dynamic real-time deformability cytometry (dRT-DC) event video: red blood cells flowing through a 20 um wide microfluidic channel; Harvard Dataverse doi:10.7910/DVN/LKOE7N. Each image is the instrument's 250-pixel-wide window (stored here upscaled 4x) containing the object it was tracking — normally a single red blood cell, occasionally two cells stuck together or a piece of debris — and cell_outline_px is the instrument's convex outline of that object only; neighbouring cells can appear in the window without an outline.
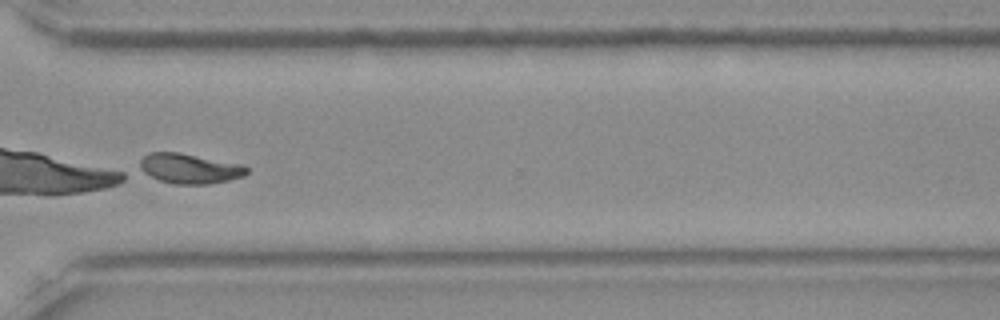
{"species": "Egyptian fruit bat (a non-hibernating species)", "species_latin": "Rousettus aegyptiacus", "temperature_condition": "room temperature", "stored_images_in_passage": 51, "camera_frame_rate_fps": 3000, "um_per_image_px": 0.085, "frame": {"image": 1, "passage_image": 39, "time_ms": 12.667, "image_size_px": [1000, 320], "cell_outline_px": [[248, 172], [244, 176], [228, 180], [208, 184], [172, 184], [160, 180], [144, 172], [140, 168], [140, 160], [148, 152], [180, 152], [244, 164], [248, 168]], "centroid_in_image_um": [16.15, 14.31], "position_along_channel_um": 354.4, "area_um2": 18.79}}